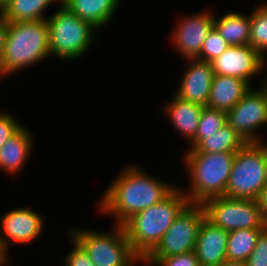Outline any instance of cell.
Returning <instances> with one entry per match:
<instances>
[{
    "mask_svg": "<svg viewBox=\"0 0 267 266\" xmlns=\"http://www.w3.org/2000/svg\"><path fill=\"white\" fill-rule=\"evenodd\" d=\"M254 9L250 14L249 46L267 60V3L257 5Z\"/></svg>",
    "mask_w": 267,
    "mask_h": 266,
    "instance_id": "cell-24",
    "label": "cell"
},
{
    "mask_svg": "<svg viewBox=\"0 0 267 266\" xmlns=\"http://www.w3.org/2000/svg\"><path fill=\"white\" fill-rule=\"evenodd\" d=\"M121 0H62V4L80 19L101 30L113 18Z\"/></svg>",
    "mask_w": 267,
    "mask_h": 266,
    "instance_id": "cell-19",
    "label": "cell"
},
{
    "mask_svg": "<svg viewBox=\"0 0 267 266\" xmlns=\"http://www.w3.org/2000/svg\"><path fill=\"white\" fill-rule=\"evenodd\" d=\"M221 266H246V263L226 260Z\"/></svg>",
    "mask_w": 267,
    "mask_h": 266,
    "instance_id": "cell-34",
    "label": "cell"
},
{
    "mask_svg": "<svg viewBox=\"0 0 267 266\" xmlns=\"http://www.w3.org/2000/svg\"><path fill=\"white\" fill-rule=\"evenodd\" d=\"M266 182L267 142L246 143L235 154L224 196L257 200Z\"/></svg>",
    "mask_w": 267,
    "mask_h": 266,
    "instance_id": "cell-6",
    "label": "cell"
},
{
    "mask_svg": "<svg viewBox=\"0 0 267 266\" xmlns=\"http://www.w3.org/2000/svg\"><path fill=\"white\" fill-rule=\"evenodd\" d=\"M258 205L261 208L264 221L267 223V182L263 186L262 191L257 199Z\"/></svg>",
    "mask_w": 267,
    "mask_h": 266,
    "instance_id": "cell-31",
    "label": "cell"
},
{
    "mask_svg": "<svg viewBox=\"0 0 267 266\" xmlns=\"http://www.w3.org/2000/svg\"><path fill=\"white\" fill-rule=\"evenodd\" d=\"M22 126L11 113L0 111V149Z\"/></svg>",
    "mask_w": 267,
    "mask_h": 266,
    "instance_id": "cell-28",
    "label": "cell"
},
{
    "mask_svg": "<svg viewBox=\"0 0 267 266\" xmlns=\"http://www.w3.org/2000/svg\"><path fill=\"white\" fill-rule=\"evenodd\" d=\"M204 106L182 100L176 95L164 106V112L170 118L173 127L190 143L196 136L200 115Z\"/></svg>",
    "mask_w": 267,
    "mask_h": 266,
    "instance_id": "cell-18",
    "label": "cell"
},
{
    "mask_svg": "<svg viewBox=\"0 0 267 266\" xmlns=\"http://www.w3.org/2000/svg\"><path fill=\"white\" fill-rule=\"evenodd\" d=\"M8 32V22L0 14V57L4 51L5 40Z\"/></svg>",
    "mask_w": 267,
    "mask_h": 266,
    "instance_id": "cell-32",
    "label": "cell"
},
{
    "mask_svg": "<svg viewBox=\"0 0 267 266\" xmlns=\"http://www.w3.org/2000/svg\"><path fill=\"white\" fill-rule=\"evenodd\" d=\"M228 233L207 218L203 220L194 247L200 266H221L227 260Z\"/></svg>",
    "mask_w": 267,
    "mask_h": 266,
    "instance_id": "cell-15",
    "label": "cell"
},
{
    "mask_svg": "<svg viewBox=\"0 0 267 266\" xmlns=\"http://www.w3.org/2000/svg\"><path fill=\"white\" fill-rule=\"evenodd\" d=\"M187 60L190 61L189 66L182 75V81L175 95L182 100L206 106L214 76L211 62L199 59Z\"/></svg>",
    "mask_w": 267,
    "mask_h": 266,
    "instance_id": "cell-14",
    "label": "cell"
},
{
    "mask_svg": "<svg viewBox=\"0 0 267 266\" xmlns=\"http://www.w3.org/2000/svg\"><path fill=\"white\" fill-rule=\"evenodd\" d=\"M206 218L202 204L188 203L177 215L155 249L142 261V266H152L161 257L194 251L197 236Z\"/></svg>",
    "mask_w": 267,
    "mask_h": 266,
    "instance_id": "cell-8",
    "label": "cell"
},
{
    "mask_svg": "<svg viewBox=\"0 0 267 266\" xmlns=\"http://www.w3.org/2000/svg\"><path fill=\"white\" fill-rule=\"evenodd\" d=\"M11 0H0V11L10 2Z\"/></svg>",
    "mask_w": 267,
    "mask_h": 266,
    "instance_id": "cell-35",
    "label": "cell"
},
{
    "mask_svg": "<svg viewBox=\"0 0 267 266\" xmlns=\"http://www.w3.org/2000/svg\"><path fill=\"white\" fill-rule=\"evenodd\" d=\"M152 266H200L194 251L159 258Z\"/></svg>",
    "mask_w": 267,
    "mask_h": 266,
    "instance_id": "cell-29",
    "label": "cell"
},
{
    "mask_svg": "<svg viewBox=\"0 0 267 266\" xmlns=\"http://www.w3.org/2000/svg\"><path fill=\"white\" fill-rule=\"evenodd\" d=\"M266 64V59L249 45L230 46L211 61L214 75L240 78L250 85L253 77L264 72Z\"/></svg>",
    "mask_w": 267,
    "mask_h": 266,
    "instance_id": "cell-11",
    "label": "cell"
},
{
    "mask_svg": "<svg viewBox=\"0 0 267 266\" xmlns=\"http://www.w3.org/2000/svg\"><path fill=\"white\" fill-rule=\"evenodd\" d=\"M230 45L225 41L219 32L213 27L208 33L200 50V55L196 58L202 61L211 62L220 56Z\"/></svg>",
    "mask_w": 267,
    "mask_h": 266,
    "instance_id": "cell-26",
    "label": "cell"
},
{
    "mask_svg": "<svg viewBox=\"0 0 267 266\" xmlns=\"http://www.w3.org/2000/svg\"><path fill=\"white\" fill-rule=\"evenodd\" d=\"M227 123L226 112L204 106L200 115V122L195 138L189 143V149H193L201 140L220 130Z\"/></svg>",
    "mask_w": 267,
    "mask_h": 266,
    "instance_id": "cell-25",
    "label": "cell"
},
{
    "mask_svg": "<svg viewBox=\"0 0 267 266\" xmlns=\"http://www.w3.org/2000/svg\"><path fill=\"white\" fill-rule=\"evenodd\" d=\"M113 231L71 228L68 234L88 254L94 266H133L142 260L133 252L122 225Z\"/></svg>",
    "mask_w": 267,
    "mask_h": 266,
    "instance_id": "cell-7",
    "label": "cell"
},
{
    "mask_svg": "<svg viewBox=\"0 0 267 266\" xmlns=\"http://www.w3.org/2000/svg\"><path fill=\"white\" fill-rule=\"evenodd\" d=\"M46 23L49 30L50 55L64 61H74L84 56L95 41L94 33L99 31L63 4L46 19Z\"/></svg>",
    "mask_w": 267,
    "mask_h": 266,
    "instance_id": "cell-5",
    "label": "cell"
},
{
    "mask_svg": "<svg viewBox=\"0 0 267 266\" xmlns=\"http://www.w3.org/2000/svg\"><path fill=\"white\" fill-rule=\"evenodd\" d=\"M245 144L241 136L226 123L218 132L207 135V138L201 140L193 149H188L187 152H237Z\"/></svg>",
    "mask_w": 267,
    "mask_h": 266,
    "instance_id": "cell-22",
    "label": "cell"
},
{
    "mask_svg": "<svg viewBox=\"0 0 267 266\" xmlns=\"http://www.w3.org/2000/svg\"><path fill=\"white\" fill-rule=\"evenodd\" d=\"M236 152H186L183 158L190 175V189L182 191L189 203L224 196ZM186 191V192H185Z\"/></svg>",
    "mask_w": 267,
    "mask_h": 266,
    "instance_id": "cell-4",
    "label": "cell"
},
{
    "mask_svg": "<svg viewBox=\"0 0 267 266\" xmlns=\"http://www.w3.org/2000/svg\"><path fill=\"white\" fill-rule=\"evenodd\" d=\"M214 28L230 46L249 45L250 15L228 12L220 18L214 17Z\"/></svg>",
    "mask_w": 267,
    "mask_h": 266,
    "instance_id": "cell-20",
    "label": "cell"
},
{
    "mask_svg": "<svg viewBox=\"0 0 267 266\" xmlns=\"http://www.w3.org/2000/svg\"><path fill=\"white\" fill-rule=\"evenodd\" d=\"M188 203L179 186L162 201L134 214L122 224L133 252L142 261L159 244L177 215Z\"/></svg>",
    "mask_w": 267,
    "mask_h": 266,
    "instance_id": "cell-2",
    "label": "cell"
},
{
    "mask_svg": "<svg viewBox=\"0 0 267 266\" xmlns=\"http://www.w3.org/2000/svg\"><path fill=\"white\" fill-rule=\"evenodd\" d=\"M202 205L206 218L227 232L267 227L257 200L219 196L206 200Z\"/></svg>",
    "mask_w": 267,
    "mask_h": 266,
    "instance_id": "cell-9",
    "label": "cell"
},
{
    "mask_svg": "<svg viewBox=\"0 0 267 266\" xmlns=\"http://www.w3.org/2000/svg\"><path fill=\"white\" fill-rule=\"evenodd\" d=\"M50 56L46 20L8 22L0 77L17 73Z\"/></svg>",
    "mask_w": 267,
    "mask_h": 266,
    "instance_id": "cell-3",
    "label": "cell"
},
{
    "mask_svg": "<svg viewBox=\"0 0 267 266\" xmlns=\"http://www.w3.org/2000/svg\"><path fill=\"white\" fill-rule=\"evenodd\" d=\"M68 238L72 241L73 248L66 254L64 266H94L83 248L70 236Z\"/></svg>",
    "mask_w": 267,
    "mask_h": 266,
    "instance_id": "cell-30",
    "label": "cell"
},
{
    "mask_svg": "<svg viewBox=\"0 0 267 266\" xmlns=\"http://www.w3.org/2000/svg\"><path fill=\"white\" fill-rule=\"evenodd\" d=\"M58 2L62 4V0H11L0 14L7 22L46 20L44 12Z\"/></svg>",
    "mask_w": 267,
    "mask_h": 266,
    "instance_id": "cell-21",
    "label": "cell"
},
{
    "mask_svg": "<svg viewBox=\"0 0 267 266\" xmlns=\"http://www.w3.org/2000/svg\"><path fill=\"white\" fill-rule=\"evenodd\" d=\"M135 164L127 166L102 194L99 212L114 215L115 225L159 203L177 186L149 175Z\"/></svg>",
    "mask_w": 267,
    "mask_h": 266,
    "instance_id": "cell-1",
    "label": "cell"
},
{
    "mask_svg": "<svg viewBox=\"0 0 267 266\" xmlns=\"http://www.w3.org/2000/svg\"><path fill=\"white\" fill-rule=\"evenodd\" d=\"M9 251L5 249L0 238V266H7L9 263Z\"/></svg>",
    "mask_w": 267,
    "mask_h": 266,
    "instance_id": "cell-33",
    "label": "cell"
},
{
    "mask_svg": "<svg viewBox=\"0 0 267 266\" xmlns=\"http://www.w3.org/2000/svg\"><path fill=\"white\" fill-rule=\"evenodd\" d=\"M23 125L0 149V170L15 176L27 162L34 138Z\"/></svg>",
    "mask_w": 267,
    "mask_h": 266,
    "instance_id": "cell-17",
    "label": "cell"
},
{
    "mask_svg": "<svg viewBox=\"0 0 267 266\" xmlns=\"http://www.w3.org/2000/svg\"><path fill=\"white\" fill-rule=\"evenodd\" d=\"M264 79V81H263V83H262V87L264 88V90L266 91V95H267V75H266V78H263Z\"/></svg>",
    "mask_w": 267,
    "mask_h": 266,
    "instance_id": "cell-36",
    "label": "cell"
},
{
    "mask_svg": "<svg viewBox=\"0 0 267 266\" xmlns=\"http://www.w3.org/2000/svg\"><path fill=\"white\" fill-rule=\"evenodd\" d=\"M1 217L0 238L7 251L11 242L29 244L42 233L44 218L32 209L14 208Z\"/></svg>",
    "mask_w": 267,
    "mask_h": 266,
    "instance_id": "cell-13",
    "label": "cell"
},
{
    "mask_svg": "<svg viewBox=\"0 0 267 266\" xmlns=\"http://www.w3.org/2000/svg\"><path fill=\"white\" fill-rule=\"evenodd\" d=\"M214 27V16L212 13L202 11L195 15L184 16L171 32L172 46L183 59H196L200 55V50L208 33Z\"/></svg>",
    "mask_w": 267,
    "mask_h": 266,
    "instance_id": "cell-12",
    "label": "cell"
},
{
    "mask_svg": "<svg viewBox=\"0 0 267 266\" xmlns=\"http://www.w3.org/2000/svg\"><path fill=\"white\" fill-rule=\"evenodd\" d=\"M250 89H252V86L243 79L226 75H214L206 106L227 112L231 110Z\"/></svg>",
    "mask_w": 267,
    "mask_h": 266,
    "instance_id": "cell-16",
    "label": "cell"
},
{
    "mask_svg": "<svg viewBox=\"0 0 267 266\" xmlns=\"http://www.w3.org/2000/svg\"><path fill=\"white\" fill-rule=\"evenodd\" d=\"M264 229H239L228 233L226 259L245 262L255 248L259 234Z\"/></svg>",
    "mask_w": 267,
    "mask_h": 266,
    "instance_id": "cell-23",
    "label": "cell"
},
{
    "mask_svg": "<svg viewBox=\"0 0 267 266\" xmlns=\"http://www.w3.org/2000/svg\"><path fill=\"white\" fill-rule=\"evenodd\" d=\"M226 121L246 143L264 142L258 135L260 128L267 125V95L264 88L250 89L226 112Z\"/></svg>",
    "mask_w": 267,
    "mask_h": 266,
    "instance_id": "cell-10",
    "label": "cell"
},
{
    "mask_svg": "<svg viewBox=\"0 0 267 266\" xmlns=\"http://www.w3.org/2000/svg\"><path fill=\"white\" fill-rule=\"evenodd\" d=\"M245 263L246 266H267V227L259 234L255 248Z\"/></svg>",
    "mask_w": 267,
    "mask_h": 266,
    "instance_id": "cell-27",
    "label": "cell"
}]
</instances>
